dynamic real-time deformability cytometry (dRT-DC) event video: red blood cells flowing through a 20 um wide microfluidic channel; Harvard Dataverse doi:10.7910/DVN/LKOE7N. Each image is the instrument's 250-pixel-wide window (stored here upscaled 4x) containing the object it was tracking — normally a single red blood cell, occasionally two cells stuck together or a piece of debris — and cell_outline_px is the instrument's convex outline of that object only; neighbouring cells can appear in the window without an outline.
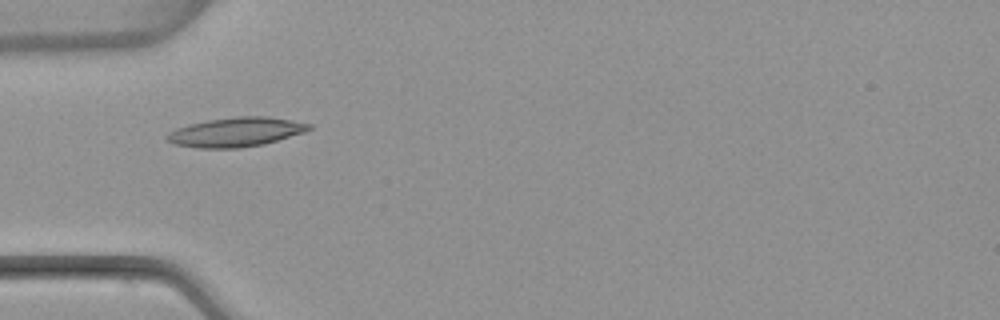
{"species": "common noctule bat (a hibernating species)", "species_latin": "Nyctalus noctula", "temperature_condition": "warm", "stored_images_in_passage": 6, "camera_frame_rate_fps": 3000, "um_per_image_px": 0.085, "animal": {"sex": "female", "body_mass_g": 22.7, "forearm_length_mm": 54.2}, "frame": {"image": 1, "passage_image": 4, "time_ms": 4.667, "image_size_px": [1000, 320], "cell_outline_px": [[312, 128], [304, 132], [264, 144], [240, 148], [196, 148], [176, 144], [168, 140], [164, 136], [168, 132], [176, 128], [188, 124], [208, 120], [236, 116], [268, 116], [292, 120], [312, 124]], "centroid_in_image_um": [20.05, 11.22], "position_along_channel_um": 65.0, "area_um2": 24.33}}
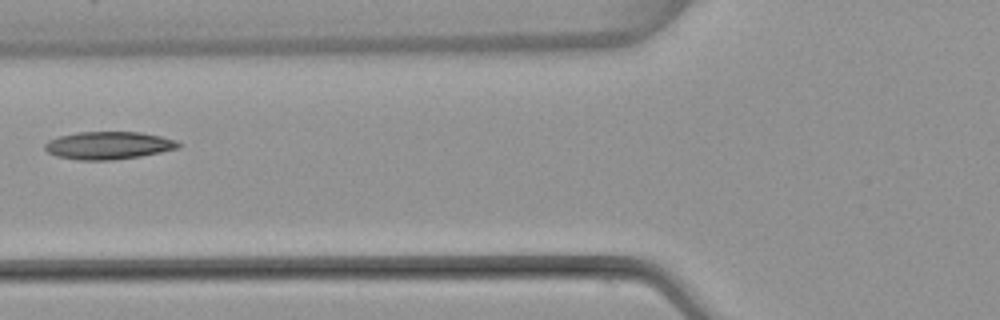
{"frame": {"image": 2, "passage_image": 5, "time_ms": 6.0, "image_size_px": [1000, 320], "cell_outline_px": [[180, 148], [140, 156], [112, 160], [76, 160], [56, 156], [48, 152], [44, 148], [44, 144], [48, 140], [60, 136], [76, 132], [140, 132], [160, 136], [176, 140], [180, 144]], "centroid_in_image_um": [9.2, 12.36], "position_along_channel_um": 116.6, "area_um2": 21.56}}
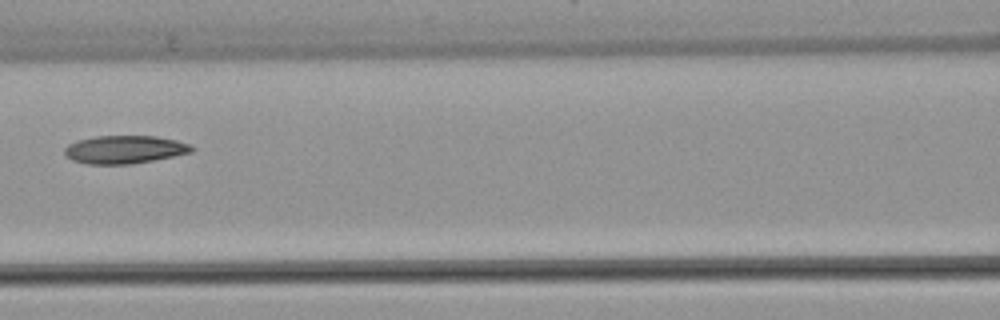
{"frame": {"image": 3, "passage_image": 6, "time_ms": 7.0, "image_size_px": [1000, 320], "cell_outline_px": [[196, 148], [192, 152], [132, 164], [88, 164], [72, 160], [64, 156], [64, 148], [68, 144], [76, 140], [96, 136], [156, 136], [176, 140], [188, 144]], "centroid_in_image_um": [10.55, 12.7], "position_along_channel_um": 156.1, "area_um2": 20.81}}